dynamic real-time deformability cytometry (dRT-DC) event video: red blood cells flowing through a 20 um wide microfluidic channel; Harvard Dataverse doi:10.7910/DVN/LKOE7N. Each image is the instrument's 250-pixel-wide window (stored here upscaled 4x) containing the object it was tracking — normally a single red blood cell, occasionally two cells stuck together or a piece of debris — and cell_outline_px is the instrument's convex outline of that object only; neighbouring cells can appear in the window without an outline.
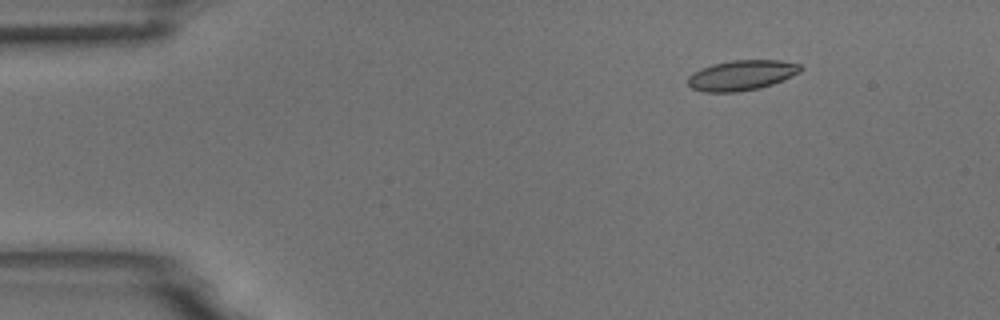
{"species": "common noctule bat (a hibernating species)", "species_latin": "Nyctalus noctula", "temperature_condition": "room temperature", "stored_images_in_passage": 15, "camera_frame_rate_fps": 3000, "um_per_image_px": 0.085, "animal": {"sex": "male", "body_mass_g": 18.8}, "frame": {"image": 1, "passage_image": 3, "time_ms": 0.667, "image_size_px": [1000, 320], "cell_outline_px": [[804, 68], [800, 72], [772, 84], [760, 88], [736, 92], [704, 92], [692, 88], [688, 84], [688, 76], [692, 72], [700, 68], [712, 64], [732, 60], [780, 60], [800, 64]], "centroid_in_image_um": [63.02, 6.39], "position_along_channel_um": 22.0, "area_um2": 19.88}}
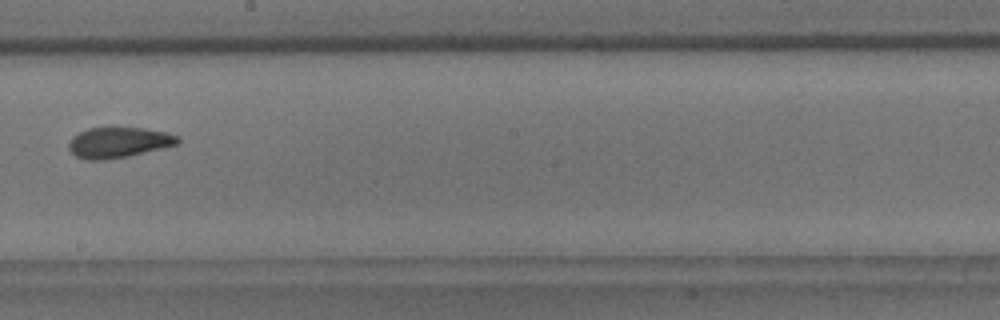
{"frame": {"image": 2, "passage_image": 9, "time_ms": 2.667, "image_size_px": [1000, 320], "cell_outline_px": [[180, 140], [176, 144], [128, 156], [104, 160], [88, 160], [76, 156], [68, 148], [68, 140], [72, 136], [88, 128], [144, 128], [168, 132], [180, 136]], "centroid_in_image_um": [10.06, 12.1], "position_along_channel_um": 238.1, "area_um2": 19.31}}
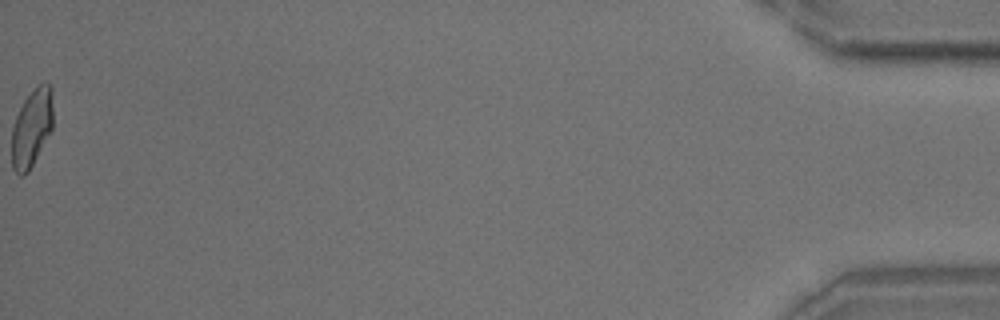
{"frame": {"image": 3, "passage_image": 15, "time_ms": 4.667, "image_size_px": [1000, 320], "cell_outline_px": [[52, 128], [28, 172], [24, 176], [20, 176], [12, 168], [12, 128], [16, 116], [24, 100], [44, 80], [52, 88]], "centroid_in_image_um": [2.69, 10.88], "position_along_channel_um": 432.5, "area_um2": 18.44}}